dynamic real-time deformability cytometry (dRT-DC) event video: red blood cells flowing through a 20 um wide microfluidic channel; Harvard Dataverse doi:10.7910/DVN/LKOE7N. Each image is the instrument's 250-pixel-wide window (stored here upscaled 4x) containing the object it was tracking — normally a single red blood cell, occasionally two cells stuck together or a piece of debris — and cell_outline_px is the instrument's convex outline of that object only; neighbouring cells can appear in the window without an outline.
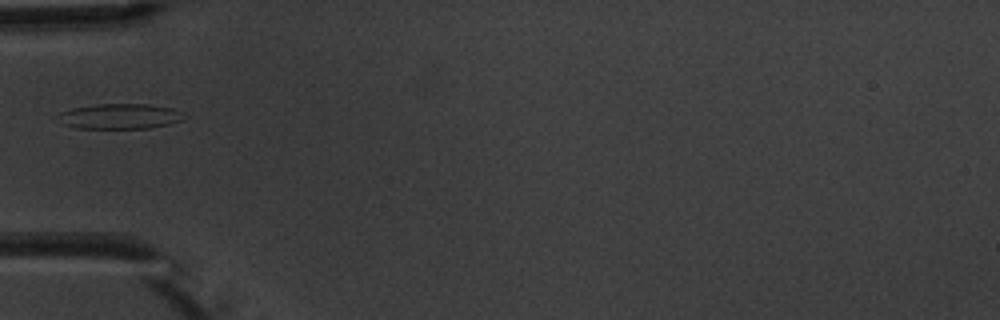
{"species": "common noctule bat (a hibernating species)", "species_latin": "Nyctalus noctula", "temperature_condition": "warm", "stored_images_in_passage": 2, "camera_frame_rate_fps": 3000, "um_per_image_px": 0.085, "animal": {"sex": "male", "body_mass_g": 20.1, "forearm_length_mm": 53.5}, "frame": {"image": 1, "passage_image": 1, "time_ms": 0.0, "image_size_px": [1000, 320], "cell_outline_px": [[184, 112], [180, 120], [168, 124], [148, 128], [76, 128], [60, 124], [52, 116], [60, 112], [72, 108], [96, 104], [148, 104], [172, 108]], "centroid_in_image_um": [10.06, 9.88], "position_along_channel_um": 74.9, "area_um2": 18.73}}